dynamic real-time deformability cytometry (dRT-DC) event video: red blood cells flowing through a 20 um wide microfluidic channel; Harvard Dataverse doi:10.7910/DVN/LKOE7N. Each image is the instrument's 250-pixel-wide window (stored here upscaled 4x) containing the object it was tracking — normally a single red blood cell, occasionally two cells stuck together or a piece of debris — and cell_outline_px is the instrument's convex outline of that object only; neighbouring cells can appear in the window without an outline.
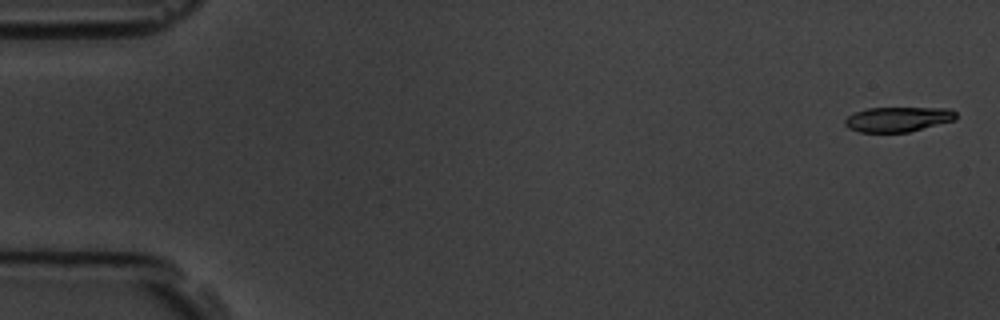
{"species": "common noctule bat (a hibernating species)", "species_latin": "Nyctalus noctula", "temperature_condition": "room temperature", "stored_images_in_passage": 5, "camera_frame_rate_fps": 3000, "um_per_image_px": 0.085, "animal": {"sex": "male", "body_mass_g": 19.5, "forearm_length_mm": 54.6}, "frame": {"image": 1, "passage_image": 1, "time_ms": 0.0, "image_size_px": [1000, 320], "cell_outline_px": [[956, 120], [908, 132], [860, 132], [848, 128], [844, 124], [844, 120], [848, 116], [856, 112], [868, 108], [952, 108], [956, 112]], "centroid_in_image_um": [76.35, 10.13], "position_along_channel_um": 8.7, "area_um2": 16.13}}
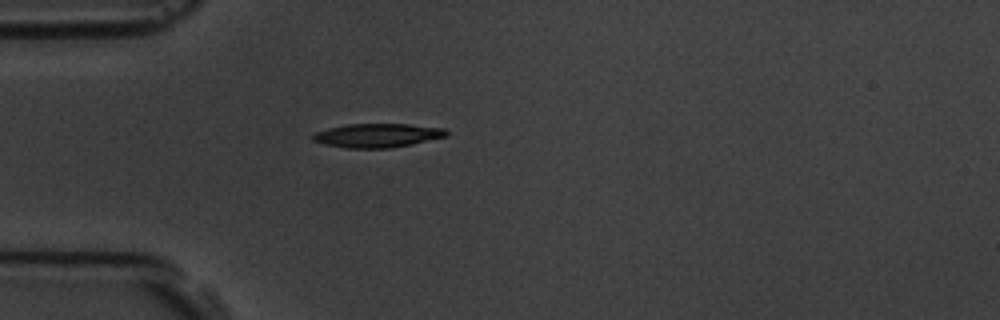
{"frame": {"image": 2, "passage_image": 5, "time_ms": 4.667, "image_size_px": [1000, 320], "cell_outline_px": [[448, 136], [412, 144], [392, 148], [348, 148], [324, 144], [312, 140], [312, 136], [316, 132], [328, 128], [348, 124], [408, 124], [444, 128], [448, 132]], "centroid_in_image_um": [32.1, 11.51], "position_along_channel_um": 52.9, "area_um2": 18.55}}